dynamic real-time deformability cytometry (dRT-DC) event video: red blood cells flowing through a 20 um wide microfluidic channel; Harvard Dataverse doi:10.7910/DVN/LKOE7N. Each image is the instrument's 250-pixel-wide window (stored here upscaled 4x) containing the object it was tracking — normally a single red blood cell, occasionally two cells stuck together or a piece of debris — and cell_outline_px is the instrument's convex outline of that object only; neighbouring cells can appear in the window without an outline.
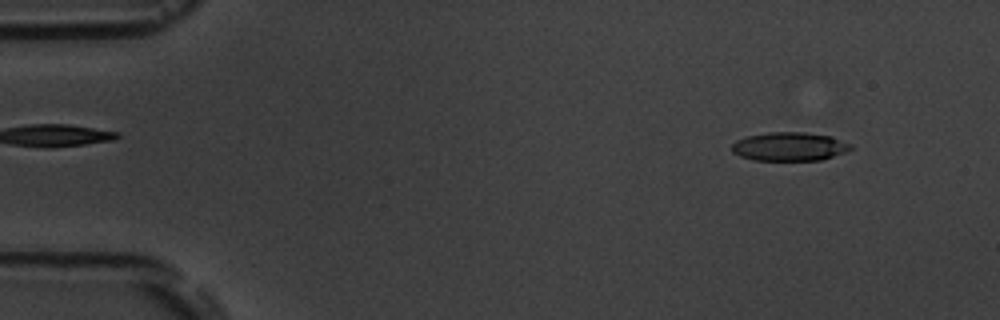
{"species": "common noctule bat (a hibernating species)", "species_latin": "Nyctalus noctula", "temperature_condition": "room temperature", "stored_images_in_passage": 14, "camera_frame_rate_fps": 3000, "um_per_image_px": 0.085, "animal": {"sex": "male", "body_mass_g": 19.5, "forearm_length_mm": 54.6}, "frame": {"image": 1, "passage_image": 1, "time_ms": 0.0, "image_size_px": [1000, 320], "cell_outline_px": [[852, 148], [844, 152], [820, 160], [752, 160], [740, 156], [732, 152], [732, 144], [736, 140], [748, 136], [768, 132], [804, 132], [832, 136], [852, 144]], "centroid_in_image_um": [67.09, 12.45], "position_along_channel_um": 17.9, "area_um2": 19.83}}
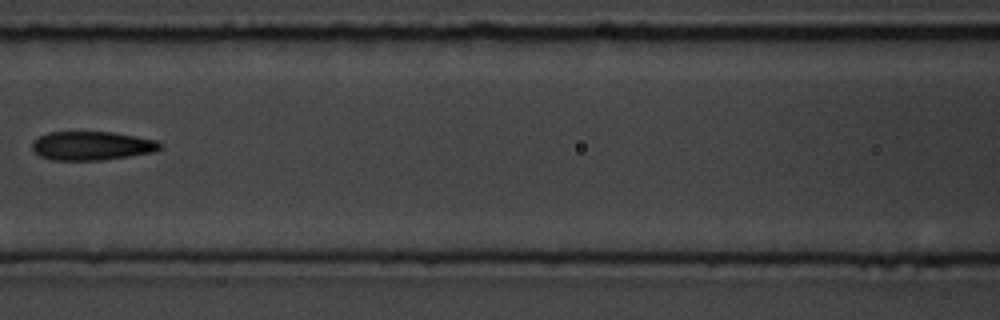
{"frame": {"image": 2, "passage_image": 6, "time_ms": 6.667, "image_size_px": [1000, 320], "cell_outline_px": [[160, 148], [152, 152], [104, 160], [52, 160], [40, 156], [32, 148], [32, 144], [40, 136], [48, 132], [112, 132], [156, 140], [160, 144]], "centroid_in_image_um": [7.78, 12.39], "position_along_channel_um": 158.8, "area_um2": 21.15}}
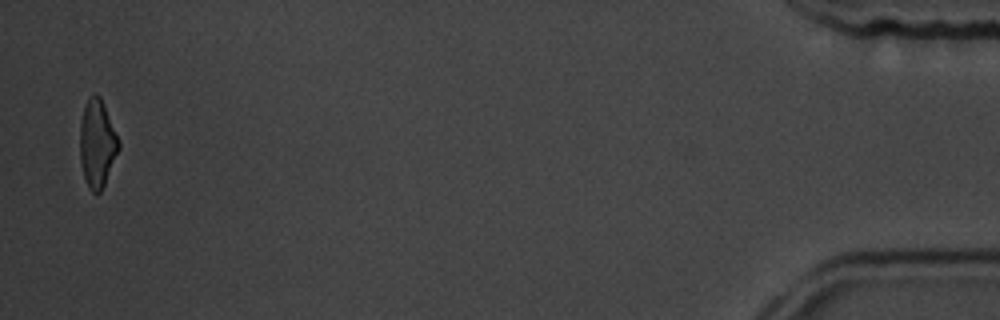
{"frame": {"image": 3, "passage_image": 14, "time_ms": 16.667, "image_size_px": [1000, 320], "cell_outline_px": [[120, 148], [104, 184], [100, 192], [92, 192], [88, 188], [84, 176], [80, 160], [80, 124], [84, 108], [92, 92], [96, 92], [100, 96], [104, 104], [120, 140]], "centroid_in_image_um": [8.27, 12.17], "position_along_channel_um": 426.9, "area_um2": 19.83}, "authors_computed_cell_mechanics": {"area_um2": 21.2126, "velocity_mm_per_s": 3.5987, "shape_relaxation_time_tau1_ms": 11.178, "shape_relaxation_time_tau2_ms": 2.9124, "deformation_change_tau1": 0.25, "deformation_change_tau2": 0.1218}}